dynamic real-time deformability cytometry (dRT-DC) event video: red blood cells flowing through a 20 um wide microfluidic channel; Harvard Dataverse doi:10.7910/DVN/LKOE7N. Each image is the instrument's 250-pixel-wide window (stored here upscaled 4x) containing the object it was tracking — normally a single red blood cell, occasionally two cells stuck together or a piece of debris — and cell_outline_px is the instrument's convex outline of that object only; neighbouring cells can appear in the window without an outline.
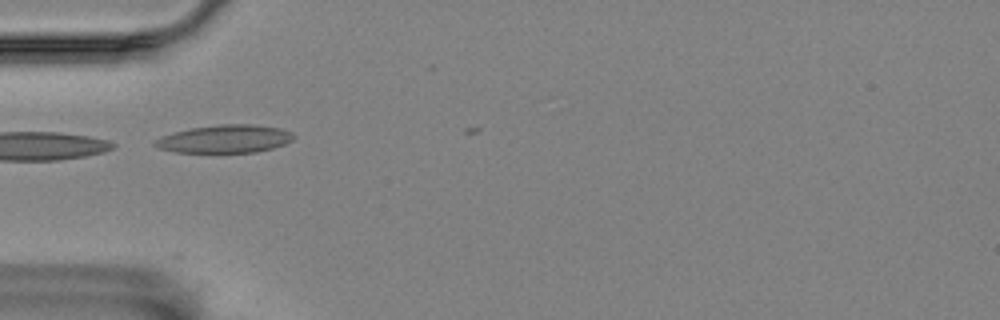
{"species": "Egyptian fruit bat (a non-hibernating species)", "species_latin": "Rousettus aegyptiacus", "temperature_condition": "room temperature", "stored_images_in_passage": 2, "camera_frame_rate_fps": 3000, "um_per_image_px": 0.085, "animal": {"sex": "female"}, "frame": {"image": 1, "passage_image": 1, "time_ms": 0.0, "image_size_px": [1000, 320], "cell_outline_px": [[296, 136], [292, 140], [284, 144], [272, 148], [256, 152], [176, 152], [156, 148], [152, 144], [160, 136], [192, 128], [220, 124], [252, 124], [280, 128], [292, 132]], "centroid_in_image_um": [19.12, 11.8], "position_along_channel_um": 65.9, "area_um2": 22.54}}